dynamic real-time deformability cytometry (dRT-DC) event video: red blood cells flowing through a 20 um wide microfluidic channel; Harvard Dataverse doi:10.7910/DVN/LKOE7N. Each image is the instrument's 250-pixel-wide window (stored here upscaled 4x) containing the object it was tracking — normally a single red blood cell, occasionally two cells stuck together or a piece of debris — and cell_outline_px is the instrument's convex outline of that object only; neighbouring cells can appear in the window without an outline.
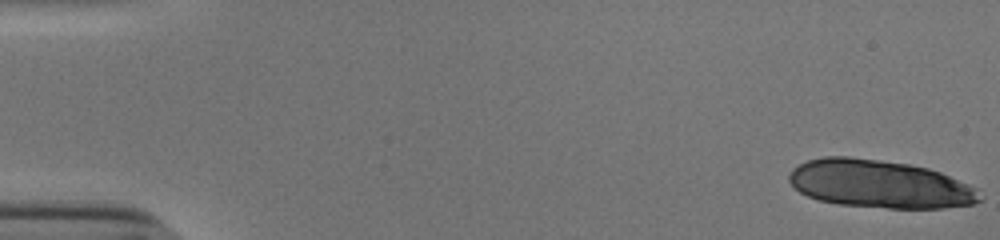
{"species": "human", "species_latin": "Homo sapiens", "temperature_condition": "cold", "stored_images_in_passage": 18, "camera_frame_rate_fps": 3000, "um_per_image_px": 0.085, "donor": {"sex": "male"}, "frame": {"image": 1, "passage_image": 1, "time_ms": 0.0, "image_size_px": [1000, 240], "cell_outline_px": [[984, 200], [972, 204], [944, 208], [888, 208], [840, 204], [820, 200], [808, 196], [800, 192], [788, 180], [788, 176], [792, 168], [808, 160], [824, 156], [848, 156], [908, 164], [928, 168], [940, 172], [968, 184], [976, 188]], "centroid_in_image_um": [74.77, 15.64], "position_along_channel_um": 10.2, "area_um2": 53.18}}